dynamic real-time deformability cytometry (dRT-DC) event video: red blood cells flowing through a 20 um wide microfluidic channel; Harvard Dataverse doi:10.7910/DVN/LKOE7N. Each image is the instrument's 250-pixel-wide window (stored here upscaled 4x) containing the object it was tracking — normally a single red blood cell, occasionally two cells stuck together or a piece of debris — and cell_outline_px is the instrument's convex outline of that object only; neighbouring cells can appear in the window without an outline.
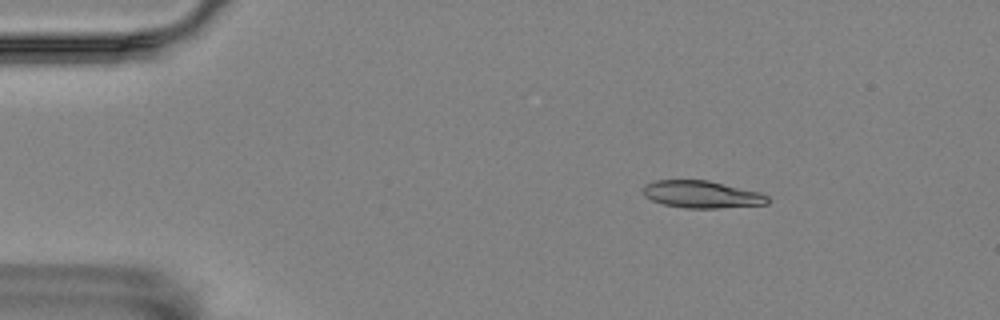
{"species": "Egyptian fruit bat (a non-hibernating species)", "species_latin": "Rousettus aegyptiacus", "temperature_condition": "room temperature", "stored_images_in_passage": 56, "camera_frame_rate_fps": 3000, "um_per_image_px": 0.085, "animal": {"sex": "female"}, "frame": {"image": 1, "passage_image": 8, "time_ms": 2.333, "image_size_px": [1000, 320], "cell_outline_px": [[768, 204], [716, 208], [684, 208], [664, 204], [652, 200], [644, 196], [644, 184], [656, 180], [708, 180], [760, 192], [768, 196]], "centroid_in_image_um": [59.65, 16.52], "position_along_channel_um": 25.4, "area_um2": 19.71}}
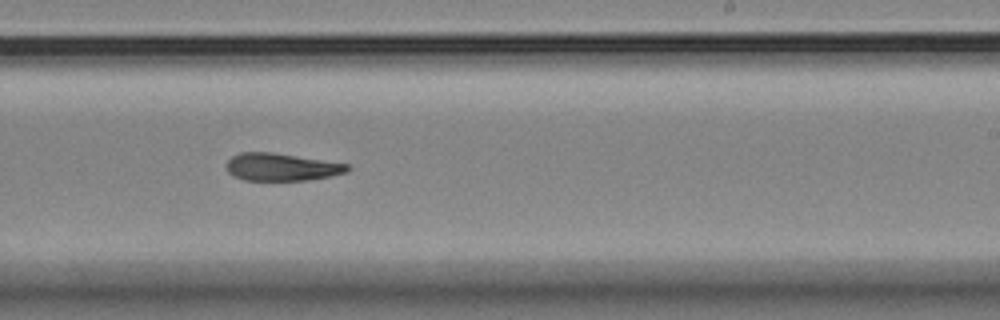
{"frame": {"image": 2, "passage_image": 34, "time_ms": 11.0, "image_size_px": [1000, 320], "cell_outline_px": [[352, 168], [348, 172], [308, 180], [244, 180], [232, 176], [228, 172], [228, 160], [232, 156], [240, 152], [268, 152], [348, 164]], "centroid_in_image_um": [23.92, 14.2], "position_along_channel_um": 265.1, "area_um2": 19.13}}
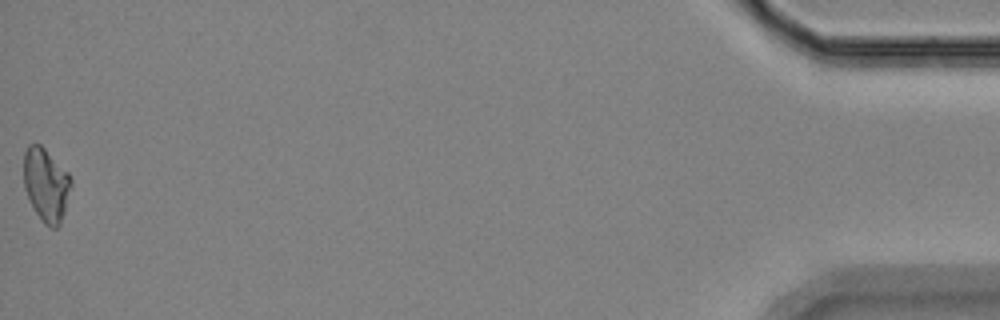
{"frame": {"image": 3, "passage_image": 56, "time_ms": 18.333, "image_size_px": [1000, 320], "cell_outline_px": [[72, 184], [64, 212], [60, 224], [56, 228], [52, 228], [44, 224], [36, 212], [24, 188], [24, 152], [28, 144], [40, 144], [68, 172], [72, 180]], "centroid_in_image_um": [3.92, 15.69], "position_along_channel_um": 431.3, "area_um2": 20.06}, "authors_computed_cell_mechanics": {"area_um2": 20.4323, "velocity_mm_per_s": 3.5313, "shape_relaxation_time_tau1_ms": null, "shape_relaxation_time_tau2_ms": 6.9549, "deformation_change_tau1": null, "deformation_change_tau2": 0.1531}}